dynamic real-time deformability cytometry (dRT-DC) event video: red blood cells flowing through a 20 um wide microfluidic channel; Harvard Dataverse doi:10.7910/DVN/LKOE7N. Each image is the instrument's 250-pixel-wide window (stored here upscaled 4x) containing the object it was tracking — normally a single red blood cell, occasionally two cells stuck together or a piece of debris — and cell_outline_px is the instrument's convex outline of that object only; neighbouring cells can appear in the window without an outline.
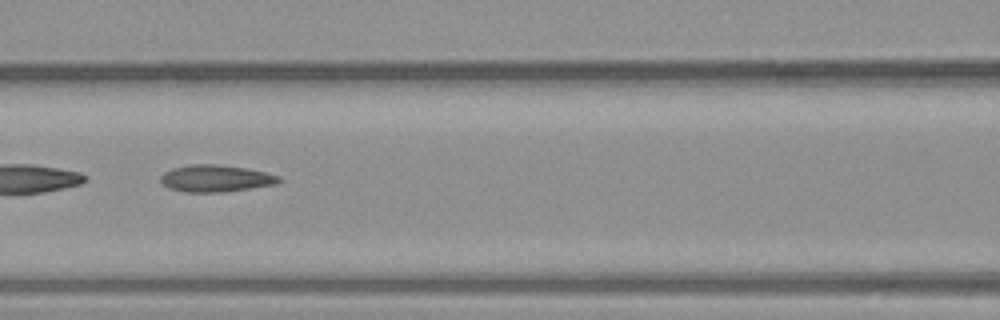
{"species": "common noctule bat (a hibernating species)", "species_latin": "Nyctalus noctula", "temperature_condition": "warm", "stored_images_in_passage": 39, "camera_frame_rate_fps": 3000, "um_per_image_px": 0.085, "animal": {"sex": "male", "body_mass_g": 23.1, "forearm_length_mm": 52.7}, "frame": {"image": 1, "passage_image": 17, "time_ms": 5.333, "image_size_px": [1000, 320], "cell_outline_px": [[280, 180], [276, 184], [224, 192], [184, 192], [168, 188], [160, 180], [160, 176], [164, 172], [172, 168], [188, 164], [216, 164], [248, 168], [280, 176]], "centroid_in_image_um": [18.3, 15.16], "position_along_channel_um": 148.3, "area_um2": 18.61}}